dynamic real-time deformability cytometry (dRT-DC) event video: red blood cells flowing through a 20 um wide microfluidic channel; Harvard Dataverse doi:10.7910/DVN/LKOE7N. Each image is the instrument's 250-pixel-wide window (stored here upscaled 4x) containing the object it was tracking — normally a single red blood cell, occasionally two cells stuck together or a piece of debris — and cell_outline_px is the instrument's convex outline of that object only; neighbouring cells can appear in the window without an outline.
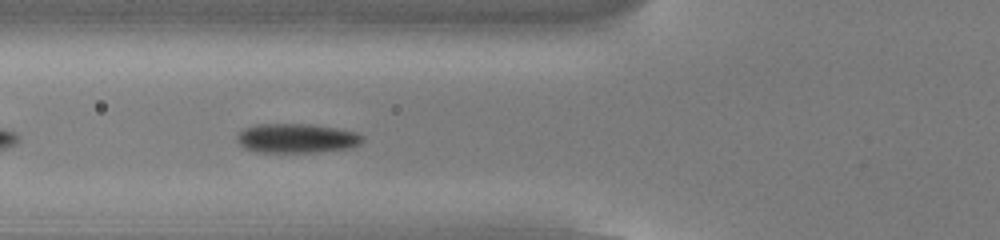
{"species": "common noctule bat (a hibernating species)", "species_latin": "Nyctalus noctula", "temperature_condition": "cold", "stored_images_in_passage": 18, "camera_frame_rate_fps": 3000, "um_per_image_px": 0.085, "animal": {"sex": "male", "body_mass_g": 13.0, "forearm_length_mm": 53.1}, "frame": {"image": 1, "passage_image": 6, "time_ms": 1.667, "image_size_px": [1000, 240], "cell_outline_px": [[364, 140], [360, 144], [352, 148], [316, 152], [256, 152], [244, 148], [236, 140], [236, 136], [244, 128], [256, 124], [312, 124], [336, 128], [356, 132], [364, 136]], "centroid_in_image_um": [25.23, 11.75], "position_along_channel_um": 100.6, "area_um2": 21.68}}
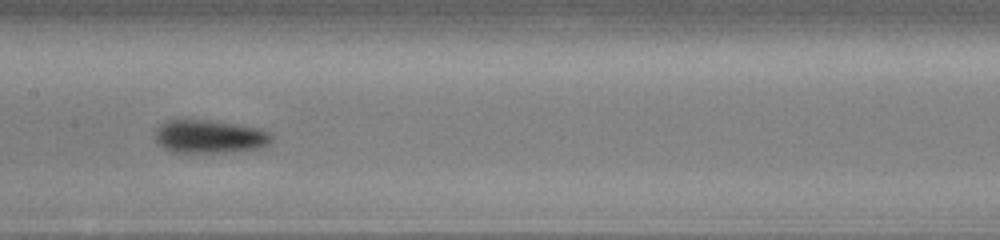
{"frame": {"image": 2, "passage_image": 13, "time_ms": 4.0, "image_size_px": [1000, 240], "cell_outline_px": [[272, 140], [268, 144], [260, 148], [224, 152], [172, 152], [156, 144], [156, 128], [160, 124], [168, 120], [180, 116], [212, 120], [240, 124], [260, 128], [272, 132]], "centroid_in_image_um": [17.78, 11.55], "position_along_channel_um": 189.6, "area_um2": 23.41}}
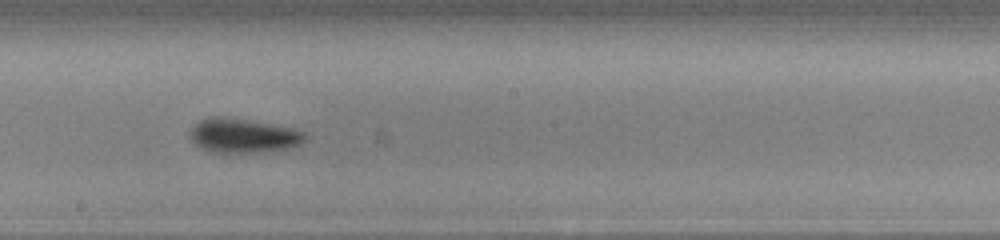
{"frame": {"image": 3, "passage_image": 16, "time_ms": 5.0, "image_size_px": [1000, 240], "cell_outline_px": [[308, 140], [300, 144], [288, 148], [260, 152], [212, 152], [200, 148], [188, 136], [188, 132], [192, 124], [200, 120], [212, 116], [224, 116], [248, 120], [288, 128], [304, 132], [308, 136]], "centroid_in_image_um": [20.61, 11.52], "position_along_channel_um": 227.6, "area_um2": 23.0}}